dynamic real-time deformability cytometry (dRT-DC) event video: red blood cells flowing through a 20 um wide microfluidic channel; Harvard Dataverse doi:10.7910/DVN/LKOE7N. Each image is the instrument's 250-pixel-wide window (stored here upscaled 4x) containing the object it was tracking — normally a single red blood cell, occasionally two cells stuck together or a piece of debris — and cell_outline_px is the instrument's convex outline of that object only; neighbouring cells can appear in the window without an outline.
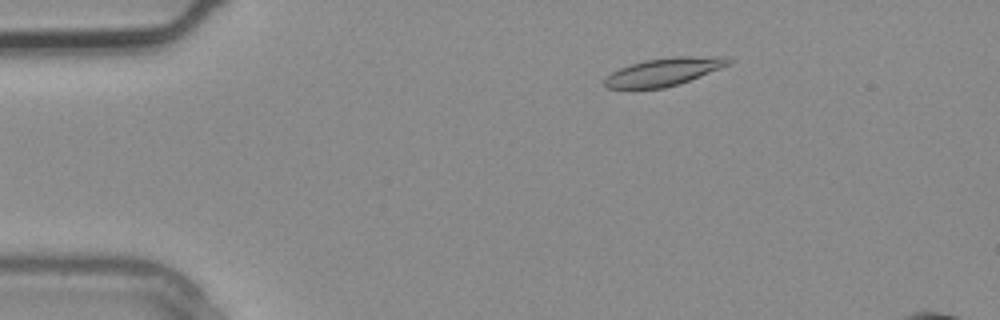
{"species": "common noctule bat (a hibernating species)", "species_latin": "Nyctalus noctula", "temperature_condition": "warm", "stored_images_in_passage": 3, "camera_frame_rate_fps": 3000, "um_per_image_px": 0.085, "animal": {"sex": "male", "body_mass_g": 20.4}, "frame": {"image": 1, "passage_image": 1, "time_ms": 0.0, "image_size_px": [1000, 320], "cell_outline_px": [[732, 64], [700, 76], [664, 88], [608, 88], [604, 84], [604, 76], [620, 68], [644, 60], [672, 56], [728, 56], [732, 60]], "centroid_in_image_um": [56.46, 6.08], "position_along_channel_um": 28.5, "area_um2": 20.11}}